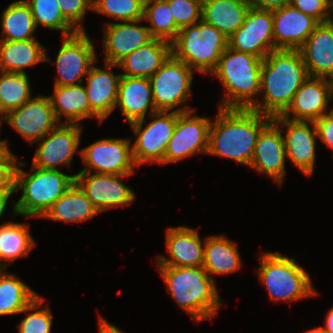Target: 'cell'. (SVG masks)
Returning <instances> with one entry per match:
<instances>
[{
	"mask_svg": "<svg viewBox=\"0 0 333 333\" xmlns=\"http://www.w3.org/2000/svg\"><path fill=\"white\" fill-rule=\"evenodd\" d=\"M218 110L210 125L207 154L227 157L250 167L259 134L272 118L252 109Z\"/></svg>",
	"mask_w": 333,
	"mask_h": 333,
	"instance_id": "6da1fadb",
	"label": "cell"
},
{
	"mask_svg": "<svg viewBox=\"0 0 333 333\" xmlns=\"http://www.w3.org/2000/svg\"><path fill=\"white\" fill-rule=\"evenodd\" d=\"M309 78L299 50L277 49L268 53L261 65L260 92L264 100L250 108L271 118L282 115L295 92Z\"/></svg>",
	"mask_w": 333,
	"mask_h": 333,
	"instance_id": "7a4b0ae2",
	"label": "cell"
},
{
	"mask_svg": "<svg viewBox=\"0 0 333 333\" xmlns=\"http://www.w3.org/2000/svg\"><path fill=\"white\" fill-rule=\"evenodd\" d=\"M169 294L192 319L212 318L221 306L214 283L202 267L157 266Z\"/></svg>",
	"mask_w": 333,
	"mask_h": 333,
	"instance_id": "3957f363",
	"label": "cell"
},
{
	"mask_svg": "<svg viewBox=\"0 0 333 333\" xmlns=\"http://www.w3.org/2000/svg\"><path fill=\"white\" fill-rule=\"evenodd\" d=\"M263 60L227 47L211 73L215 74L227 89L228 94H224L220 108L250 109L256 103L254 95L260 93Z\"/></svg>",
	"mask_w": 333,
	"mask_h": 333,
	"instance_id": "277c9868",
	"label": "cell"
},
{
	"mask_svg": "<svg viewBox=\"0 0 333 333\" xmlns=\"http://www.w3.org/2000/svg\"><path fill=\"white\" fill-rule=\"evenodd\" d=\"M36 170L31 175L16 167L15 191L22 190V197L13 205V214L41 218L75 182V175H66L53 169Z\"/></svg>",
	"mask_w": 333,
	"mask_h": 333,
	"instance_id": "5b68a950",
	"label": "cell"
},
{
	"mask_svg": "<svg viewBox=\"0 0 333 333\" xmlns=\"http://www.w3.org/2000/svg\"><path fill=\"white\" fill-rule=\"evenodd\" d=\"M228 47V37L203 20L183 27L171 42L172 56L185 62L192 70L211 74L222 53Z\"/></svg>",
	"mask_w": 333,
	"mask_h": 333,
	"instance_id": "8992f818",
	"label": "cell"
},
{
	"mask_svg": "<svg viewBox=\"0 0 333 333\" xmlns=\"http://www.w3.org/2000/svg\"><path fill=\"white\" fill-rule=\"evenodd\" d=\"M257 273L274 301H296L314 296L317 292L312 286L309 274L298 265L294 258L279 252L261 255Z\"/></svg>",
	"mask_w": 333,
	"mask_h": 333,
	"instance_id": "52a82bcc",
	"label": "cell"
},
{
	"mask_svg": "<svg viewBox=\"0 0 333 333\" xmlns=\"http://www.w3.org/2000/svg\"><path fill=\"white\" fill-rule=\"evenodd\" d=\"M191 107L172 111H156L150 114L153 120L143 129L144 119L130 123L137 138L132 146L133 158L136 165L145 162L163 164L165 151L173 135L177 112L191 111Z\"/></svg>",
	"mask_w": 333,
	"mask_h": 333,
	"instance_id": "ba28073f",
	"label": "cell"
},
{
	"mask_svg": "<svg viewBox=\"0 0 333 333\" xmlns=\"http://www.w3.org/2000/svg\"><path fill=\"white\" fill-rule=\"evenodd\" d=\"M193 70L172 55L150 78L157 111H171L191 96Z\"/></svg>",
	"mask_w": 333,
	"mask_h": 333,
	"instance_id": "9c48e42d",
	"label": "cell"
},
{
	"mask_svg": "<svg viewBox=\"0 0 333 333\" xmlns=\"http://www.w3.org/2000/svg\"><path fill=\"white\" fill-rule=\"evenodd\" d=\"M56 58L58 77L54 85L71 86L82 84L90 68L97 61L94 44L85 31L64 36Z\"/></svg>",
	"mask_w": 333,
	"mask_h": 333,
	"instance_id": "30bf717a",
	"label": "cell"
},
{
	"mask_svg": "<svg viewBox=\"0 0 333 333\" xmlns=\"http://www.w3.org/2000/svg\"><path fill=\"white\" fill-rule=\"evenodd\" d=\"M129 139H100L79 151L86 167L80 172L104 174H134L137 166Z\"/></svg>",
	"mask_w": 333,
	"mask_h": 333,
	"instance_id": "8fae6325",
	"label": "cell"
},
{
	"mask_svg": "<svg viewBox=\"0 0 333 333\" xmlns=\"http://www.w3.org/2000/svg\"><path fill=\"white\" fill-rule=\"evenodd\" d=\"M193 111L177 112L176 126L166 148L163 164H176L185 157L207 153L211 119L193 116Z\"/></svg>",
	"mask_w": 333,
	"mask_h": 333,
	"instance_id": "7c38bea8",
	"label": "cell"
},
{
	"mask_svg": "<svg viewBox=\"0 0 333 333\" xmlns=\"http://www.w3.org/2000/svg\"><path fill=\"white\" fill-rule=\"evenodd\" d=\"M228 47L262 59L274 51L273 11L251 7L243 25L228 38Z\"/></svg>",
	"mask_w": 333,
	"mask_h": 333,
	"instance_id": "4fadbf2b",
	"label": "cell"
},
{
	"mask_svg": "<svg viewBox=\"0 0 333 333\" xmlns=\"http://www.w3.org/2000/svg\"><path fill=\"white\" fill-rule=\"evenodd\" d=\"M128 175L131 174L79 172L75 175V183L100 213L119 205H129L134 201L133 190L119 179Z\"/></svg>",
	"mask_w": 333,
	"mask_h": 333,
	"instance_id": "5bb4252c",
	"label": "cell"
},
{
	"mask_svg": "<svg viewBox=\"0 0 333 333\" xmlns=\"http://www.w3.org/2000/svg\"><path fill=\"white\" fill-rule=\"evenodd\" d=\"M27 141H40L57 125L50 99L38 95L4 115V120Z\"/></svg>",
	"mask_w": 333,
	"mask_h": 333,
	"instance_id": "9a60e30c",
	"label": "cell"
},
{
	"mask_svg": "<svg viewBox=\"0 0 333 333\" xmlns=\"http://www.w3.org/2000/svg\"><path fill=\"white\" fill-rule=\"evenodd\" d=\"M81 132V124L63 122L58 124L41 139L42 142L36 150L32 166L53 170H57L59 165L70 166L80 143Z\"/></svg>",
	"mask_w": 333,
	"mask_h": 333,
	"instance_id": "2e32d148",
	"label": "cell"
},
{
	"mask_svg": "<svg viewBox=\"0 0 333 333\" xmlns=\"http://www.w3.org/2000/svg\"><path fill=\"white\" fill-rule=\"evenodd\" d=\"M333 99V80L323 77H311L295 92L292 102L281 115L293 121H315L327 114L329 101Z\"/></svg>",
	"mask_w": 333,
	"mask_h": 333,
	"instance_id": "e0dca14e",
	"label": "cell"
},
{
	"mask_svg": "<svg viewBox=\"0 0 333 333\" xmlns=\"http://www.w3.org/2000/svg\"><path fill=\"white\" fill-rule=\"evenodd\" d=\"M272 121L277 126L286 127L284 143L287 158L305 175H312L316 159L315 143L317 138L314 121H310L312 129L308 121H293L281 115L273 117Z\"/></svg>",
	"mask_w": 333,
	"mask_h": 333,
	"instance_id": "ac0fdd59",
	"label": "cell"
},
{
	"mask_svg": "<svg viewBox=\"0 0 333 333\" xmlns=\"http://www.w3.org/2000/svg\"><path fill=\"white\" fill-rule=\"evenodd\" d=\"M319 24L291 4L273 10L274 50H298Z\"/></svg>",
	"mask_w": 333,
	"mask_h": 333,
	"instance_id": "d6986e66",
	"label": "cell"
},
{
	"mask_svg": "<svg viewBox=\"0 0 333 333\" xmlns=\"http://www.w3.org/2000/svg\"><path fill=\"white\" fill-rule=\"evenodd\" d=\"M271 121L259 134L250 167L266 174L281 185L285 177L286 150L284 136Z\"/></svg>",
	"mask_w": 333,
	"mask_h": 333,
	"instance_id": "ffe728a7",
	"label": "cell"
},
{
	"mask_svg": "<svg viewBox=\"0 0 333 333\" xmlns=\"http://www.w3.org/2000/svg\"><path fill=\"white\" fill-rule=\"evenodd\" d=\"M105 66L107 70L92 65L87 74V86H85L90 104V117H97L100 123L115 109L122 76L111 71V68L118 64L105 62Z\"/></svg>",
	"mask_w": 333,
	"mask_h": 333,
	"instance_id": "44dd1931",
	"label": "cell"
},
{
	"mask_svg": "<svg viewBox=\"0 0 333 333\" xmlns=\"http://www.w3.org/2000/svg\"><path fill=\"white\" fill-rule=\"evenodd\" d=\"M143 21L110 22L104 30L105 62L118 64L123 58L146 45L153 37L147 26L137 25Z\"/></svg>",
	"mask_w": 333,
	"mask_h": 333,
	"instance_id": "7402d4cb",
	"label": "cell"
},
{
	"mask_svg": "<svg viewBox=\"0 0 333 333\" xmlns=\"http://www.w3.org/2000/svg\"><path fill=\"white\" fill-rule=\"evenodd\" d=\"M166 246L170 258L157 256V265L202 267L204 246L196 230L179 226L167 229Z\"/></svg>",
	"mask_w": 333,
	"mask_h": 333,
	"instance_id": "603a6c76",
	"label": "cell"
},
{
	"mask_svg": "<svg viewBox=\"0 0 333 333\" xmlns=\"http://www.w3.org/2000/svg\"><path fill=\"white\" fill-rule=\"evenodd\" d=\"M311 77L333 80V27L320 23L298 49Z\"/></svg>",
	"mask_w": 333,
	"mask_h": 333,
	"instance_id": "cb8c5ba5",
	"label": "cell"
},
{
	"mask_svg": "<svg viewBox=\"0 0 333 333\" xmlns=\"http://www.w3.org/2000/svg\"><path fill=\"white\" fill-rule=\"evenodd\" d=\"M116 106H119L129 123L145 119L147 110L156 112L149 78L121 76Z\"/></svg>",
	"mask_w": 333,
	"mask_h": 333,
	"instance_id": "d4e9b609",
	"label": "cell"
},
{
	"mask_svg": "<svg viewBox=\"0 0 333 333\" xmlns=\"http://www.w3.org/2000/svg\"><path fill=\"white\" fill-rule=\"evenodd\" d=\"M171 55L169 41L153 38L123 58L118 66L124 69L122 76L150 78Z\"/></svg>",
	"mask_w": 333,
	"mask_h": 333,
	"instance_id": "484cf974",
	"label": "cell"
},
{
	"mask_svg": "<svg viewBox=\"0 0 333 333\" xmlns=\"http://www.w3.org/2000/svg\"><path fill=\"white\" fill-rule=\"evenodd\" d=\"M250 8L248 0H206L202 2V20L229 38L243 25Z\"/></svg>",
	"mask_w": 333,
	"mask_h": 333,
	"instance_id": "4316f807",
	"label": "cell"
},
{
	"mask_svg": "<svg viewBox=\"0 0 333 333\" xmlns=\"http://www.w3.org/2000/svg\"><path fill=\"white\" fill-rule=\"evenodd\" d=\"M50 61L45 48L37 39L8 41L0 40V71L25 73L24 68L39 62Z\"/></svg>",
	"mask_w": 333,
	"mask_h": 333,
	"instance_id": "83f0119b",
	"label": "cell"
},
{
	"mask_svg": "<svg viewBox=\"0 0 333 333\" xmlns=\"http://www.w3.org/2000/svg\"><path fill=\"white\" fill-rule=\"evenodd\" d=\"M57 121L66 116V124H79L81 119L90 117V104L85 86L54 85V94L48 96Z\"/></svg>",
	"mask_w": 333,
	"mask_h": 333,
	"instance_id": "f1b7e54d",
	"label": "cell"
},
{
	"mask_svg": "<svg viewBox=\"0 0 333 333\" xmlns=\"http://www.w3.org/2000/svg\"><path fill=\"white\" fill-rule=\"evenodd\" d=\"M98 213L92 202L74 182L41 218L79 223L93 218Z\"/></svg>",
	"mask_w": 333,
	"mask_h": 333,
	"instance_id": "f546056e",
	"label": "cell"
},
{
	"mask_svg": "<svg viewBox=\"0 0 333 333\" xmlns=\"http://www.w3.org/2000/svg\"><path fill=\"white\" fill-rule=\"evenodd\" d=\"M203 268L208 275L229 274L241 268V258L237 245L227 237L210 236L204 242Z\"/></svg>",
	"mask_w": 333,
	"mask_h": 333,
	"instance_id": "4dcf8cb0",
	"label": "cell"
},
{
	"mask_svg": "<svg viewBox=\"0 0 333 333\" xmlns=\"http://www.w3.org/2000/svg\"><path fill=\"white\" fill-rule=\"evenodd\" d=\"M0 268V315H12L36 309L37 294L23 281Z\"/></svg>",
	"mask_w": 333,
	"mask_h": 333,
	"instance_id": "1f68e13d",
	"label": "cell"
},
{
	"mask_svg": "<svg viewBox=\"0 0 333 333\" xmlns=\"http://www.w3.org/2000/svg\"><path fill=\"white\" fill-rule=\"evenodd\" d=\"M34 247L35 241L28 226L15 222L0 225V268L6 269L17 258L28 255ZM1 261L8 262V265Z\"/></svg>",
	"mask_w": 333,
	"mask_h": 333,
	"instance_id": "d6a6232c",
	"label": "cell"
},
{
	"mask_svg": "<svg viewBox=\"0 0 333 333\" xmlns=\"http://www.w3.org/2000/svg\"><path fill=\"white\" fill-rule=\"evenodd\" d=\"M2 38L0 40L20 41L36 39L34 18L25 0H18L3 11L1 17Z\"/></svg>",
	"mask_w": 333,
	"mask_h": 333,
	"instance_id": "836d02e7",
	"label": "cell"
},
{
	"mask_svg": "<svg viewBox=\"0 0 333 333\" xmlns=\"http://www.w3.org/2000/svg\"><path fill=\"white\" fill-rule=\"evenodd\" d=\"M143 19L150 22L147 27L153 38L171 43L179 33L167 0H145Z\"/></svg>",
	"mask_w": 333,
	"mask_h": 333,
	"instance_id": "e575fe53",
	"label": "cell"
},
{
	"mask_svg": "<svg viewBox=\"0 0 333 333\" xmlns=\"http://www.w3.org/2000/svg\"><path fill=\"white\" fill-rule=\"evenodd\" d=\"M26 73L0 71V114L6 115L32 99Z\"/></svg>",
	"mask_w": 333,
	"mask_h": 333,
	"instance_id": "d590c367",
	"label": "cell"
},
{
	"mask_svg": "<svg viewBox=\"0 0 333 333\" xmlns=\"http://www.w3.org/2000/svg\"><path fill=\"white\" fill-rule=\"evenodd\" d=\"M25 2L31 9L36 27L42 24L50 29L62 31L63 37L78 32L62 15L57 0H25Z\"/></svg>",
	"mask_w": 333,
	"mask_h": 333,
	"instance_id": "8d00e7d4",
	"label": "cell"
},
{
	"mask_svg": "<svg viewBox=\"0 0 333 333\" xmlns=\"http://www.w3.org/2000/svg\"><path fill=\"white\" fill-rule=\"evenodd\" d=\"M145 0H92V10L124 21L143 19Z\"/></svg>",
	"mask_w": 333,
	"mask_h": 333,
	"instance_id": "74e56055",
	"label": "cell"
},
{
	"mask_svg": "<svg viewBox=\"0 0 333 333\" xmlns=\"http://www.w3.org/2000/svg\"><path fill=\"white\" fill-rule=\"evenodd\" d=\"M172 16L179 29L194 25L202 20L200 0H167Z\"/></svg>",
	"mask_w": 333,
	"mask_h": 333,
	"instance_id": "f35d334b",
	"label": "cell"
},
{
	"mask_svg": "<svg viewBox=\"0 0 333 333\" xmlns=\"http://www.w3.org/2000/svg\"><path fill=\"white\" fill-rule=\"evenodd\" d=\"M44 299L40 296L36 298V311L29 313L19 324L20 333H50L52 316L50 308H41Z\"/></svg>",
	"mask_w": 333,
	"mask_h": 333,
	"instance_id": "ab89813d",
	"label": "cell"
},
{
	"mask_svg": "<svg viewBox=\"0 0 333 333\" xmlns=\"http://www.w3.org/2000/svg\"><path fill=\"white\" fill-rule=\"evenodd\" d=\"M64 18L77 30L85 31L81 23L88 9L92 10V0H57Z\"/></svg>",
	"mask_w": 333,
	"mask_h": 333,
	"instance_id": "60d3db41",
	"label": "cell"
},
{
	"mask_svg": "<svg viewBox=\"0 0 333 333\" xmlns=\"http://www.w3.org/2000/svg\"><path fill=\"white\" fill-rule=\"evenodd\" d=\"M329 0H290V4L299 11L315 18L319 23H326L330 13Z\"/></svg>",
	"mask_w": 333,
	"mask_h": 333,
	"instance_id": "b9f144b4",
	"label": "cell"
},
{
	"mask_svg": "<svg viewBox=\"0 0 333 333\" xmlns=\"http://www.w3.org/2000/svg\"><path fill=\"white\" fill-rule=\"evenodd\" d=\"M317 136L333 150V108L327 114L314 121Z\"/></svg>",
	"mask_w": 333,
	"mask_h": 333,
	"instance_id": "7bdbcfd3",
	"label": "cell"
},
{
	"mask_svg": "<svg viewBox=\"0 0 333 333\" xmlns=\"http://www.w3.org/2000/svg\"><path fill=\"white\" fill-rule=\"evenodd\" d=\"M17 163H0V192H15Z\"/></svg>",
	"mask_w": 333,
	"mask_h": 333,
	"instance_id": "ee69618b",
	"label": "cell"
},
{
	"mask_svg": "<svg viewBox=\"0 0 333 333\" xmlns=\"http://www.w3.org/2000/svg\"><path fill=\"white\" fill-rule=\"evenodd\" d=\"M251 7L262 10H276L290 4V0H248Z\"/></svg>",
	"mask_w": 333,
	"mask_h": 333,
	"instance_id": "f6af8a7d",
	"label": "cell"
},
{
	"mask_svg": "<svg viewBox=\"0 0 333 333\" xmlns=\"http://www.w3.org/2000/svg\"><path fill=\"white\" fill-rule=\"evenodd\" d=\"M16 156L11 153L6 141H0V163H17Z\"/></svg>",
	"mask_w": 333,
	"mask_h": 333,
	"instance_id": "bcb514c9",
	"label": "cell"
},
{
	"mask_svg": "<svg viewBox=\"0 0 333 333\" xmlns=\"http://www.w3.org/2000/svg\"><path fill=\"white\" fill-rule=\"evenodd\" d=\"M99 333H122L114 325L110 324L104 318L99 319Z\"/></svg>",
	"mask_w": 333,
	"mask_h": 333,
	"instance_id": "7dc6e473",
	"label": "cell"
},
{
	"mask_svg": "<svg viewBox=\"0 0 333 333\" xmlns=\"http://www.w3.org/2000/svg\"><path fill=\"white\" fill-rule=\"evenodd\" d=\"M325 327H320L327 333H333V308H331L325 319Z\"/></svg>",
	"mask_w": 333,
	"mask_h": 333,
	"instance_id": "c3c4849f",
	"label": "cell"
},
{
	"mask_svg": "<svg viewBox=\"0 0 333 333\" xmlns=\"http://www.w3.org/2000/svg\"><path fill=\"white\" fill-rule=\"evenodd\" d=\"M14 192H0V218L2 217L6 207H7V202L11 194Z\"/></svg>",
	"mask_w": 333,
	"mask_h": 333,
	"instance_id": "681fc988",
	"label": "cell"
},
{
	"mask_svg": "<svg viewBox=\"0 0 333 333\" xmlns=\"http://www.w3.org/2000/svg\"><path fill=\"white\" fill-rule=\"evenodd\" d=\"M305 333H327V332L323 331L320 327L318 328L315 327L314 329L306 331Z\"/></svg>",
	"mask_w": 333,
	"mask_h": 333,
	"instance_id": "f907efd6",
	"label": "cell"
},
{
	"mask_svg": "<svg viewBox=\"0 0 333 333\" xmlns=\"http://www.w3.org/2000/svg\"><path fill=\"white\" fill-rule=\"evenodd\" d=\"M332 11V12H331ZM330 12L332 13V15H333V0L331 1V3H330ZM332 15H330L329 16V20H328V22L331 24V26L333 27V16Z\"/></svg>",
	"mask_w": 333,
	"mask_h": 333,
	"instance_id": "816d5d0a",
	"label": "cell"
},
{
	"mask_svg": "<svg viewBox=\"0 0 333 333\" xmlns=\"http://www.w3.org/2000/svg\"><path fill=\"white\" fill-rule=\"evenodd\" d=\"M1 120H4V116L2 114H0V128H1V124H2Z\"/></svg>",
	"mask_w": 333,
	"mask_h": 333,
	"instance_id": "f5cc1de1",
	"label": "cell"
}]
</instances>
